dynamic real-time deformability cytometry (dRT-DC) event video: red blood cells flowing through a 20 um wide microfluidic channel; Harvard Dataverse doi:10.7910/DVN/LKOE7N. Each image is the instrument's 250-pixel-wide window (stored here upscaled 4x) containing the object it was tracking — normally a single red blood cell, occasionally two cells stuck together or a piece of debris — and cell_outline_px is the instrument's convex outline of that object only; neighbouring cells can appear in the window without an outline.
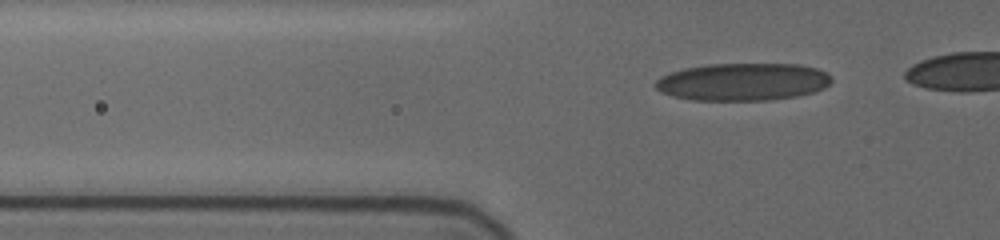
{"species": "human", "species_latin": "Homo sapiens", "temperature_condition": "cold", "stored_images_in_passage": 28, "camera_frame_rate_fps": 3000, "um_per_image_px": 0.085, "donor": {"sex": "female"}, "frame": {"image": 1, "passage_image": 6, "time_ms": 4.333, "image_size_px": [1000, 240], "cell_outline_px": [[832, 80], [824, 88], [812, 92], [796, 96], [768, 100], [692, 100], [672, 96], [660, 92], [652, 84], [660, 76], [668, 72], [684, 68], [708, 64], [800, 64], [816, 68], [832, 76]], "centroid_in_image_um": [63.08, 6.95], "position_along_channel_um": 62.7, "area_um2": 38.73}}
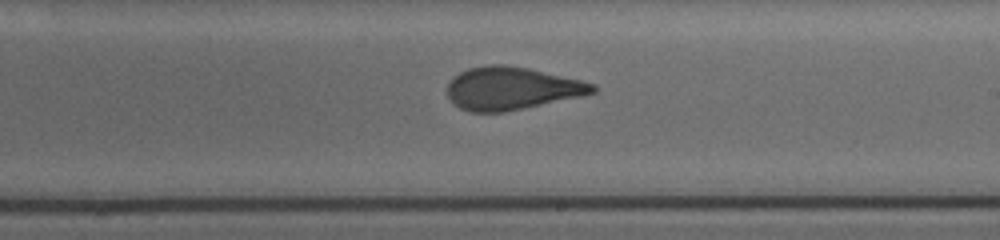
{"frame": {"image": 2, "passage_image": 18, "time_ms": 9.667, "image_size_px": [1000, 240], "cell_outline_px": [[596, 92], [580, 96], [504, 112], [468, 112], [460, 108], [448, 96], [448, 84], [460, 72], [468, 68], [488, 64], [504, 64], [528, 68], [580, 80], [596, 84]], "centroid_in_image_um": [43.48, 7.5], "position_along_channel_um": 245.5, "area_um2": 35.84}}
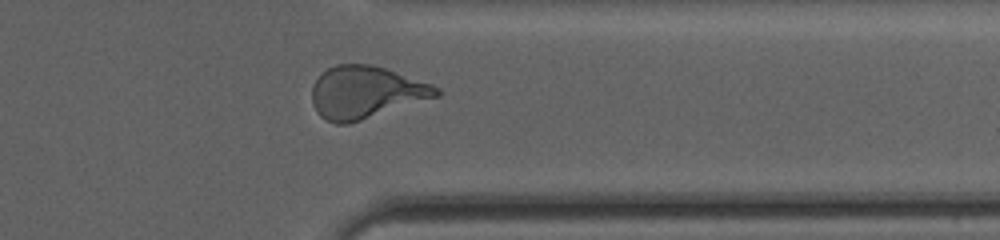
{"frame": {"image": 3, "passage_image": 27, "time_ms": 13.333, "image_size_px": [1000, 240], "cell_outline_px": [[440, 96], [348, 124], [336, 124], [320, 116], [316, 112], [312, 104], [312, 84], [328, 68], [336, 64], [372, 64], [432, 84], [440, 88]], "centroid_in_image_um": [31.09, 7.85], "position_along_channel_um": 380.3, "area_um2": 37.86}}